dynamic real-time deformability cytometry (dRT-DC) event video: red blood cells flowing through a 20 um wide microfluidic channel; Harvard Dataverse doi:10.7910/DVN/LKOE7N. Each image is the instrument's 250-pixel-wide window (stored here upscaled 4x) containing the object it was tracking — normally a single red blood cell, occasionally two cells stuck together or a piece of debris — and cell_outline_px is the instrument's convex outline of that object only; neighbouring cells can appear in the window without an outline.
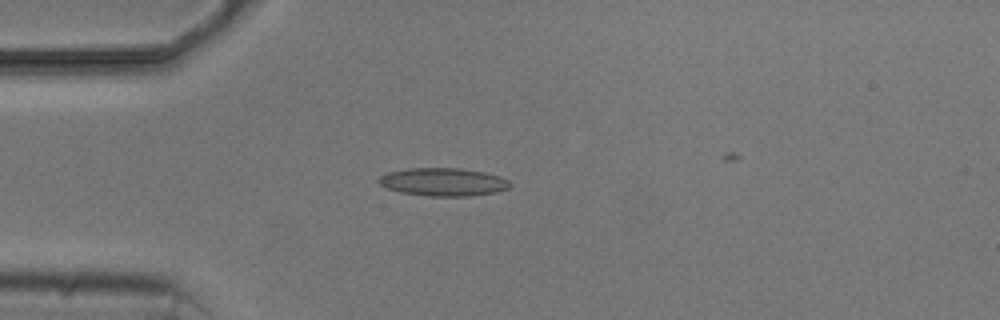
{"species": "common noctule bat (a hibernating species)", "species_latin": "Nyctalus noctula", "temperature_condition": "cold", "stored_images_in_passage": 4, "camera_frame_rate_fps": 3000, "um_per_image_px": 0.085, "animal": {"sex": "male", "body_mass_g": 20.5, "forearm_length_mm": 52.5}, "frame": {"image": 1, "passage_image": 2, "time_ms": 1.333, "image_size_px": [1000, 320], "cell_outline_px": [[512, 184], [508, 188], [496, 192], [472, 196], [428, 196], [400, 192], [388, 188], [380, 184], [376, 180], [380, 176], [388, 172], [408, 168], [460, 168], [484, 172], [500, 176], [508, 180]], "centroid_in_image_um": [37.68, 15.46], "position_along_channel_um": 47.3, "area_um2": 21.5}}